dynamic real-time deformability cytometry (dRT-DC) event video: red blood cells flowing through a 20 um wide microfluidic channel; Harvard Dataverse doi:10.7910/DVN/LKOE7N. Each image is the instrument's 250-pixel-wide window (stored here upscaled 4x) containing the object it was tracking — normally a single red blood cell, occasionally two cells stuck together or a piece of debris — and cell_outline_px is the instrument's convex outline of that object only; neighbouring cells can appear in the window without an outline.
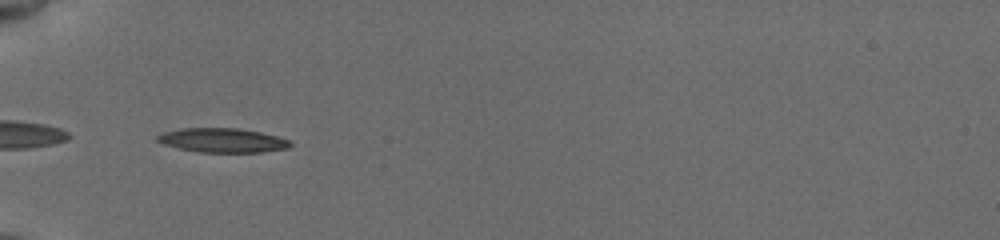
{"species": "common noctule bat (a hibernating species)", "species_latin": "Nyctalus noctula", "temperature_condition": "cold", "stored_images_in_passage": 67, "camera_frame_rate_fps": 3000, "um_per_image_px": 0.085, "animal": {"sex": "female", "body_mass_g": 19.5, "forearm_length_mm": 54.1}, "frame": {"image": 1, "passage_image": 1, "time_ms": 0.0, "image_size_px": [1000, 240], "cell_outline_px": [[292, 144], [288, 148], [260, 152], [204, 152], [180, 148], [164, 144], [156, 140], [156, 136], [164, 132], [184, 128], [236, 128], [260, 132], [276, 136], [288, 140]], "centroid_in_image_um": [18.91, 11.92], "position_along_channel_um": 66.1, "area_um2": 18.44}}
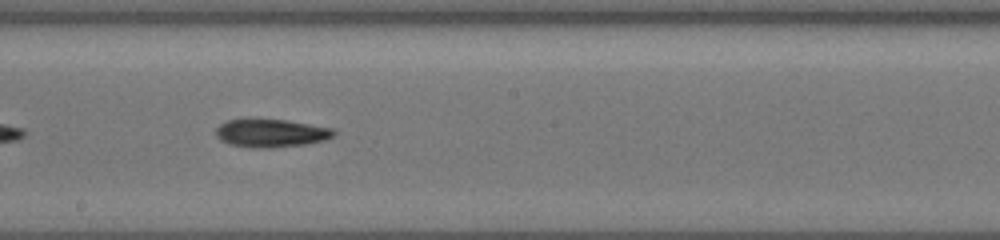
{"frame": {"image": 2, "passage_image": 26, "time_ms": 4.333, "image_size_px": [1000, 240], "cell_outline_px": [[336, 132], [332, 136], [324, 140], [304, 144], [272, 148], [252, 148], [232, 144], [220, 140], [216, 136], [216, 128], [220, 124], [228, 120], [288, 120], [332, 128]], "centroid_in_image_um": [23.04, 11.32], "position_along_channel_um": 225.2, "area_um2": 19.02}}
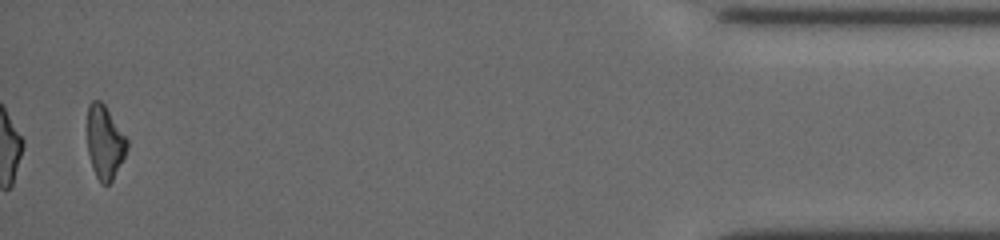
{"frame": {"image": 3, "passage_image": 64, "time_ms": 11.333, "image_size_px": [1000, 240], "cell_outline_px": [[128, 148], [112, 180], [108, 184], [100, 184], [92, 168], [88, 152], [88, 104], [92, 100], [100, 100], [104, 104], [128, 140]], "centroid_in_image_um": [8.9, 12.09], "position_along_channel_um": 426.3, "area_um2": 16.82}, "authors_computed_cell_mechanics": {"area_um2": 18.9006, "velocity_mm_per_s": 3.8375, "shape_relaxation_time_tau1_ms": 3.8451, "shape_relaxation_time_tau2_ms": null, "deformation_change_tau1": 0.1615, "deformation_change_tau2": null}}